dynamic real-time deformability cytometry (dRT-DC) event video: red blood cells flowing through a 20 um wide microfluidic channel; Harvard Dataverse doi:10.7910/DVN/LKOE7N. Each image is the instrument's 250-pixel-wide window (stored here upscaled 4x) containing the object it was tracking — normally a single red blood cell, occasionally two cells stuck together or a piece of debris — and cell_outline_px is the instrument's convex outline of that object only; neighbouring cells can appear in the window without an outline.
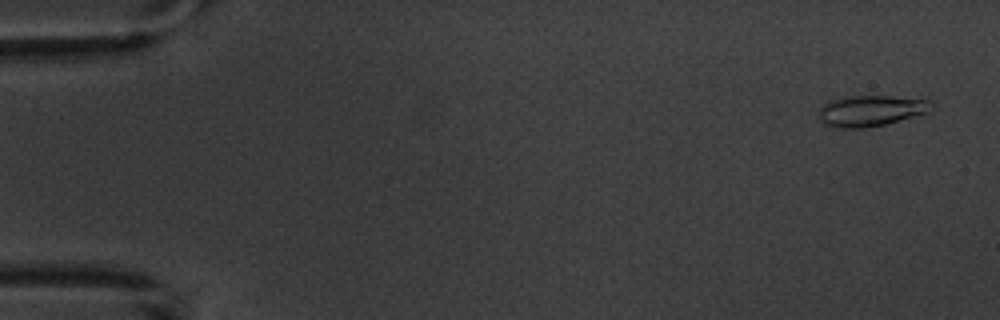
{"species": "common noctule bat (a hibernating species)", "species_latin": "Nyctalus noctula", "temperature_condition": "warm", "stored_images_in_passage": 4, "camera_frame_rate_fps": 3000, "um_per_image_px": 0.085, "animal": {"sex": "male", "body_mass_g": 20.1, "forearm_length_mm": 53.5}, "frame": {"image": 1, "passage_image": 1, "time_ms": 0.0, "image_size_px": [1000, 320], "cell_outline_px": [[936, 104], [932, 112], [884, 124], [864, 128], [832, 128], [824, 124], [820, 120], [820, 108], [828, 100], [852, 96], [924, 96], [932, 100]], "centroid_in_image_um": [74.17, 9.39], "position_along_channel_um": 10.8, "area_um2": 21.1}}